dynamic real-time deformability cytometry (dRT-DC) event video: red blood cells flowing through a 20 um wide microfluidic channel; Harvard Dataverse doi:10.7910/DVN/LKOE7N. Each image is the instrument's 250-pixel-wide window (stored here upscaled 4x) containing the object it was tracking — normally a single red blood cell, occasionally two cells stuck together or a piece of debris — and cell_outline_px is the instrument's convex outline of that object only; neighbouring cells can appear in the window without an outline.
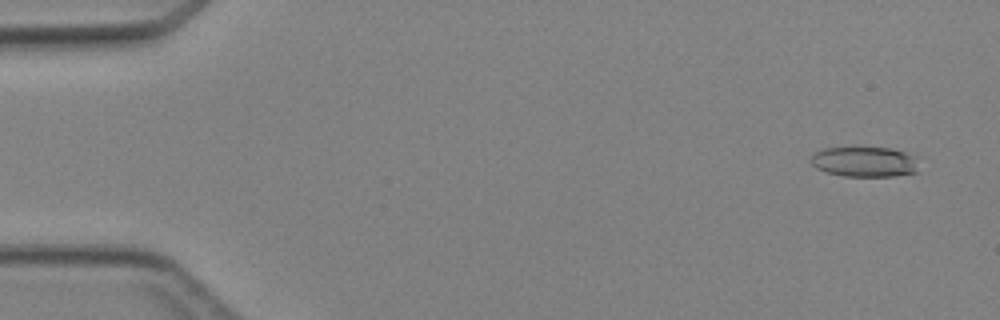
{"species": "Egyptian fruit bat (a non-hibernating species)", "species_latin": "Rousettus aegyptiacus", "temperature_condition": "cold", "stored_images_in_passage": 4, "camera_frame_rate_fps": 3000, "um_per_image_px": 0.085, "animal": {"sex": "female"}, "frame": {"image": 1, "passage_image": 1, "time_ms": 0.0, "image_size_px": [1000, 320], "cell_outline_px": [[920, 172], [892, 176], [844, 176], [828, 172], [816, 168], [808, 160], [820, 148], [888, 148], [904, 152], [916, 156]], "centroid_in_image_um": [73.51, 13.76], "position_along_channel_um": 11.5, "area_um2": 19.07}}
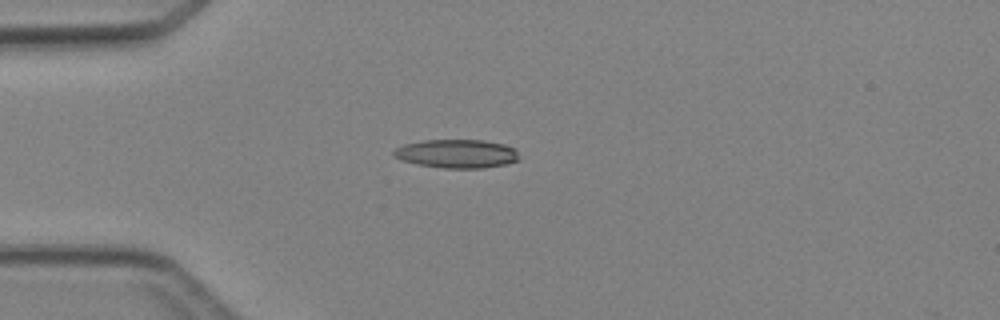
{"frame": {"image": 2, "passage_image": 4, "time_ms": 3.333, "image_size_px": [1000, 320], "cell_outline_px": [[520, 160], [504, 164], [480, 168], [444, 168], [416, 164], [400, 160], [392, 156], [392, 152], [396, 148], [404, 144], [424, 140], [484, 140], [504, 144], [512, 148], [516, 152]], "centroid_in_image_um": [38.77, 13.06], "position_along_channel_um": 46.2, "area_um2": 20.87}}